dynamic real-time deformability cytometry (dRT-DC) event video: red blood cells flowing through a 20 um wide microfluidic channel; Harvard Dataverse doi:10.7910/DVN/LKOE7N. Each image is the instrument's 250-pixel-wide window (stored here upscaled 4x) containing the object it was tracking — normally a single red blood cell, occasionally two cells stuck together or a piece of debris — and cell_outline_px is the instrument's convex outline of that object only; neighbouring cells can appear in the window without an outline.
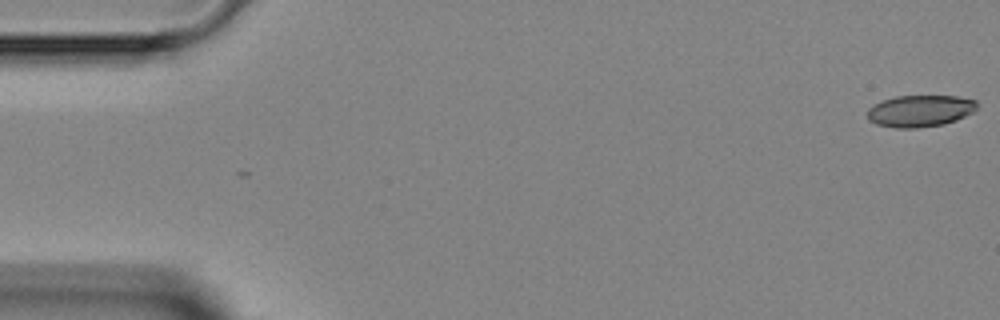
{"species": "Egyptian fruit bat (a non-hibernating species)", "species_latin": "Rousettus aegyptiacus", "temperature_condition": "room temperature", "stored_images_in_passage": 5, "segment_of_instrument_passage": [2, 2], "camera_frame_rate_fps": 3000, "um_per_image_px": 0.085, "animal": {"sex": "female"}, "frame": {"image": 1, "passage_image": 5, "time_ms": 5.333, "image_size_px": [1000, 320], "cell_outline_px": [[976, 108], [972, 112], [956, 120], [944, 124], [916, 128], [896, 128], [876, 124], [868, 120], [868, 108], [872, 104], [896, 96], [956, 96], [976, 100]], "centroid_in_image_um": [78.17, 9.43], "position_along_channel_um": 6.8, "area_um2": 20.23}}